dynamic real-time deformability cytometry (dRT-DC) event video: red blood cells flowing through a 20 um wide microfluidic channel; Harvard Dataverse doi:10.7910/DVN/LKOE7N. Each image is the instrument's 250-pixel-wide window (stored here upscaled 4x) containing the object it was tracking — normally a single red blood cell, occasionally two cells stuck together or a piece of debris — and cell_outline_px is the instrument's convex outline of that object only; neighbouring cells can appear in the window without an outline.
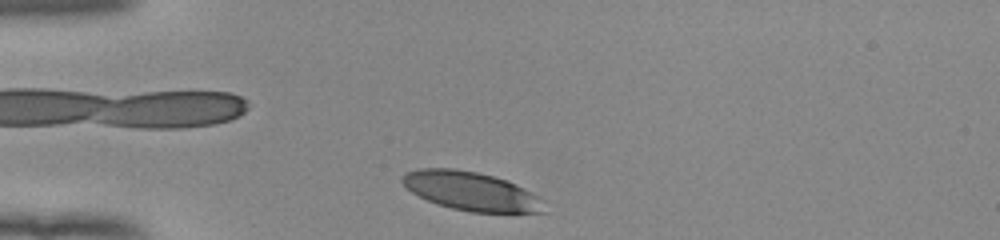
{"species": "human", "species_latin": "Homo sapiens", "temperature_condition": "room temperature", "stored_images_in_passage": 34, "camera_frame_rate_fps": 3000, "um_per_image_px": 0.085, "donor": {"sex": "female"}, "frame": {"image": 1, "passage_image": 1, "time_ms": 0.0, "image_size_px": [1000, 240], "cell_outline_px": [[548, 212], [472, 212], [452, 208], [436, 204], [412, 192], [400, 180], [400, 176], [404, 172], [420, 168], [456, 168], [476, 172], [508, 180], [516, 184], [536, 196]], "centroid_in_image_um": [39.98, 16.23], "position_along_channel_um": 45.0, "area_um2": 31.73}}
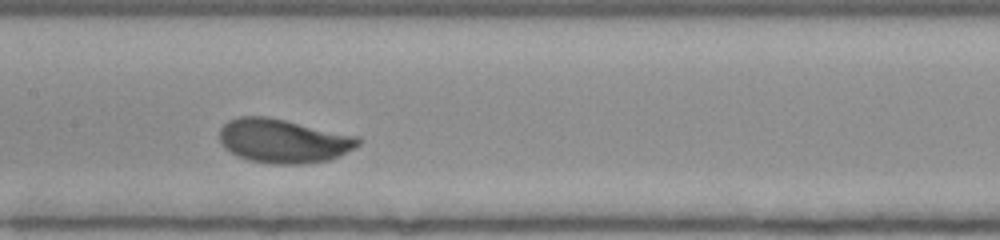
{"frame": {"image": 2, "passage_image": 14, "time_ms": 4.333, "image_size_px": [1000, 240], "cell_outline_px": [[360, 144], [356, 148], [340, 156], [328, 160], [300, 164], [272, 164], [248, 160], [236, 156], [224, 148], [220, 144], [220, 128], [228, 120], [236, 116], [268, 116], [360, 136]], "centroid_in_image_um": [24.08, 11.97], "position_along_channel_um": 183.3, "area_um2": 36.07}}
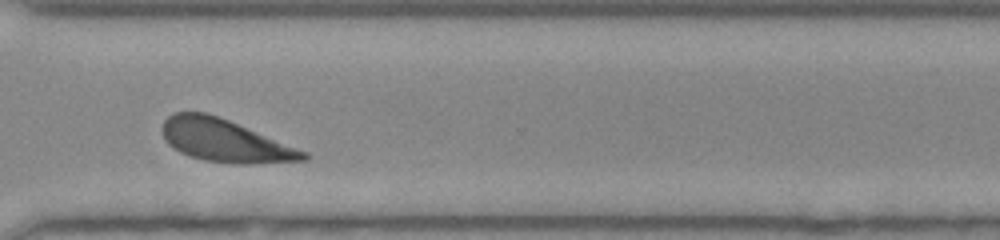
{"frame": {"image": 3, "passage_image": 27, "time_ms": 8.667, "image_size_px": [1000, 240], "cell_outline_px": [[308, 160], [248, 164], [236, 164], [204, 160], [188, 156], [180, 152], [168, 144], [164, 140], [160, 128], [164, 120], [168, 116], [176, 112], [204, 112], [228, 120], [308, 152]], "centroid_in_image_um": [19.08, 11.96], "position_along_channel_um": 351.5, "area_um2": 34.91}, "authors_computed_cell_mechanics": {"area_um2": 34.5355, "velocity_mm_per_s": 3.8764, "shape_relaxation_time_tau1_ms": 2.0248, "shape_relaxation_time_tau2_ms": null, "deformation_change_tau1": 0.1412, "deformation_change_tau2": null}}